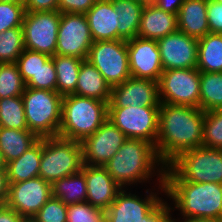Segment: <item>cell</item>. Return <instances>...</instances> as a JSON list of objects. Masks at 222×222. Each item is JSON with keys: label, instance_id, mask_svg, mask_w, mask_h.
Masks as SVG:
<instances>
[{"label": "cell", "instance_id": "1", "mask_svg": "<svg viewBox=\"0 0 222 222\" xmlns=\"http://www.w3.org/2000/svg\"><path fill=\"white\" fill-rule=\"evenodd\" d=\"M204 111L200 108L161 103L156 154L168 166L182 152L202 146Z\"/></svg>", "mask_w": 222, "mask_h": 222}, {"label": "cell", "instance_id": "2", "mask_svg": "<svg viewBox=\"0 0 222 222\" xmlns=\"http://www.w3.org/2000/svg\"><path fill=\"white\" fill-rule=\"evenodd\" d=\"M165 195L182 218L222 221V184L184 181L169 165L164 172Z\"/></svg>", "mask_w": 222, "mask_h": 222}, {"label": "cell", "instance_id": "3", "mask_svg": "<svg viewBox=\"0 0 222 222\" xmlns=\"http://www.w3.org/2000/svg\"><path fill=\"white\" fill-rule=\"evenodd\" d=\"M104 167L122 189L150 182L155 175L157 185L164 184L165 165L154 145L144 140L127 138Z\"/></svg>", "mask_w": 222, "mask_h": 222}, {"label": "cell", "instance_id": "4", "mask_svg": "<svg viewBox=\"0 0 222 222\" xmlns=\"http://www.w3.org/2000/svg\"><path fill=\"white\" fill-rule=\"evenodd\" d=\"M108 103L75 94L63 96L58 137L82 142L108 119Z\"/></svg>", "mask_w": 222, "mask_h": 222}, {"label": "cell", "instance_id": "5", "mask_svg": "<svg viewBox=\"0 0 222 222\" xmlns=\"http://www.w3.org/2000/svg\"><path fill=\"white\" fill-rule=\"evenodd\" d=\"M62 98L57 91L26 87L22 100L28 130L38 138L58 137Z\"/></svg>", "mask_w": 222, "mask_h": 222}, {"label": "cell", "instance_id": "6", "mask_svg": "<svg viewBox=\"0 0 222 222\" xmlns=\"http://www.w3.org/2000/svg\"><path fill=\"white\" fill-rule=\"evenodd\" d=\"M83 166L82 145L60 137L42 138L39 176L51 185L61 178L76 174Z\"/></svg>", "mask_w": 222, "mask_h": 222}, {"label": "cell", "instance_id": "7", "mask_svg": "<svg viewBox=\"0 0 222 222\" xmlns=\"http://www.w3.org/2000/svg\"><path fill=\"white\" fill-rule=\"evenodd\" d=\"M169 166L184 181L222 184V149L196 147L182 152Z\"/></svg>", "mask_w": 222, "mask_h": 222}, {"label": "cell", "instance_id": "8", "mask_svg": "<svg viewBox=\"0 0 222 222\" xmlns=\"http://www.w3.org/2000/svg\"><path fill=\"white\" fill-rule=\"evenodd\" d=\"M114 87L131 77L125 40H103L92 43L87 59Z\"/></svg>", "mask_w": 222, "mask_h": 222}, {"label": "cell", "instance_id": "9", "mask_svg": "<svg viewBox=\"0 0 222 222\" xmlns=\"http://www.w3.org/2000/svg\"><path fill=\"white\" fill-rule=\"evenodd\" d=\"M158 89L160 103L200 108V71L197 68L163 71Z\"/></svg>", "mask_w": 222, "mask_h": 222}, {"label": "cell", "instance_id": "10", "mask_svg": "<svg viewBox=\"0 0 222 222\" xmlns=\"http://www.w3.org/2000/svg\"><path fill=\"white\" fill-rule=\"evenodd\" d=\"M160 106L108 108V118L127 138L140 139L155 146L158 138Z\"/></svg>", "mask_w": 222, "mask_h": 222}, {"label": "cell", "instance_id": "11", "mask_svg": "<svg viewBox=\"0 0 222 222\" xmlns=\"http://www.w3.org/2000/svg\"><path fill=\"white\" fill-rule=\"evenodd\" d=\"M60 19L58 10L26 12L22 23L25 49L54 56Z\"/></svg>", "mask_w": 222, "mask_h": 222}, {"label": "cell", "instance_id": "12", "mask_svg": "<svg viewBox=\"0 0 222 222\" xmlns=\"http://www.w3.org/2000/svg\"><path fill=\"white\" fill-rule=\"evenodd\" d=\"M93 42L85 14L61 13L55 54L86 60Z\"/></svg>", "mask_w": 222, "mask_h": 222}, {"label": "cell", "instance_id": "13", "mask_svg": "<svg viewBox=\"0 0 222 222\" xmlns=\"http://www.w3.org/2000/svg\"><path fill=\"white\" fill-rule=\"evenodd\" d=\"M153 189H146V197L141 198L127 188L122 189L105 211L106 222H144L146 215L163 199L159 194L165 195V184H159L158 190Z\"/></svg>", "mask_w": 222, "mask_h": 222}, {"label": "cell", "instance_id": "14", "mask_svg": "<svg viewBox=\"0 0 222 222\" xmlns=\"http://www.w3.org/2000/svg\"><path fill=\"white\" fill-rule=\"evenodd\" d=\"M8 184L5 205L15 210L24 219L32 220L40 208L52 197L51 184L40 176Z\"/></svg>", "mask_w": 222, "mask_h": 222}, {"label": "cell", "instance_id": "15", "mask_svg": "<svg viewBox=\"0 0 222 222\" xmlns=\"http://www.w3.org/2000/svg\"><path fill=\"white\" fill-rule=\"evenodd\" d=\"M127 140L109 118L82 142L83 165L105 166Z\"/></svg>", "mask_w": 222, "mask_h": 222}, {"label": "cell", "instance_id": "16", "mask_svg": "<svg viewBox=\"0 0 222 222\" xmlns=\"http://www.w3.org/2000/svg\"><path fill=\"white\" fill-rule=\"evenodd\" d=\"M157 41L163 71L196 68L198 63V38L177 30Z\"/></svg>", "mask_w": 222, "mask_h": 222}, {"label": "cell", "instance_id": "17", "mask_svg": "<svg viewBox=\"0 0 222 222\" xmlns=\"http://www.w3.org/2000/svg\"><path fill=\"white\" fill-rule=\"evenodd\" d=\"M158 82L130 77L112 87L108 108L126 106H160Z\"/></svg>", "mask_w": 222, "mask_h": 222}, {"label": "cell", "instance_id": "18", "mask_svg": "<svg viewBox=\"0 0 222 222\" xmlns=\"http://www.w3.org/2000/svg\"><path fill=\"white\" fill-rule=\"evenodd\" d=\"M131 77L159 81L163 72L156 40L134 37L127 40Z\"/></svg>", "mask_w": 222, "mask_h": 222}, {"label": "cell", "instance_id": "19", "mask_svg": "<svg viewBox=\"0 0 222 222\" xmlns=\"http://www.w3.org/2000/svg\"><path fill=\"white\" fill-rule=\"evenodd\" d=\"M81 171L87 184V202L106 211L122 188L108 174L104 166L83 165Z\"/></svg>", "mask_w": 222, "mask_h": 222}, {"label": "cell", "instance_id": "20", "mask_svg": "<svg viewBox=\"0 0 222 222\" xmlns=\"http://www.w3.org/2000/svg\"><path fill=\"white\" fill-rule=\"evenodd\" d=\"M93 41L118 40V13L111 0H99L85 13Z\"/></svg>", "mask_w": 222, "mask_h": 222}, {"label": "cell", "instance_id": "21", "mask_svg": "<svg viewBox=\"0 0 222 222\" xmlns=\"http://www.w3.org/2000/svg\"><path fill=\"white\" fill-rule=\"evenodd\" d=\"M177 30L176 14L164 11L155 4H145L137 37L158 40Z\"/></svg>", "mask_w": 222, "mask_h": 222}, {"label": "cell", "instance_id": "22", "mask_svg": "<svg viewBox=\"0 0 222 222\" xmlns=\"http://www.w3.org/2000/svg\"><path fill=\"white\" fill-rule=\"evenodd\" d=\"M178 30L194 38L210 33L207 0H184L177 14Z\"/></svg>", "mask_w": 222, "mask_h": 222}, {"label": "cell", "instance_id": "23", "mask_svg": "<svg viewBox=\"0 0 222 222\" xmlns=\"http://www.w3.org/2000/svg\"><path fill=\"white\" fill-rule=\"evenodd\" d=\"M112 87L103 75L88 60H83L79 69L76 90L73 94L109 102Z\"/></svg>", "mask_w": 222, "mask_h": 222}, {"label": "cell", "instance_id": "24", "mask_svg": "<svg viewBox=\"0 0 222 222\" xmlns=\"http://www.w3.org/2000/svg\"><path fill=\"white\" fill-rule=\"evenodd\" d=\"M42 156V138H39L19 158L6 164L8 183L27 181L39 176Z\"/></svg>", "mask_w": 222, "mask_h": 222}, {"label": "cell", "instance_id": "25", "mask_svg": "<svg viewBox=\"0 0 222 222\" xmlns=\"http://www.w3.org/2000/svg\"><path fill=\"white\" fill-rule=\"evenodd\" d=\"M118 13V40H130L138 35L141 13L145 4L136 0H111Z\"/></svg>", "mask_w": 222, "mask_h": 222}, {"label": "cell", "instance_id": "26", "mask_svg": "<svg viewBox=\"0 0 222 222\" xmlns=\"http://www.w3.org/2000/svg\"><path fill=\"white\" fill-rule=\"evenodd\" d=\"M38 139L29 130L7 129L0 126V152L6 164L19 158Z\"/></svg>", "mask_w": 222, "mask_h": 222}, {"label": "cell", "instance_id": "27", "mask_svg": "<svg viewBox=\"0 0 222 222\" xmlns=\"http://www.w3.org/2000/svg\"><path fill=\"white\" fill-rule=\"evenodd\" d=\"M200 72H222V34L208 33L198 39V63Z\"/></svg>", "mask_w": 222, "mask_h": 222}, {"label": "cell", "instance_id": "28", "mask_svg": "<svg viewBox=\"0 0 222 222\" xmlns=\"http://www.w3.org/2000/svg\"><path fill=\"white\" fill-rule=\"evenodd\" d=\"M51 190L52 197L66 205L87 202V184L82 171L56 180Z\"/></svg>", "mask_w": 222, "mask_h": 222}, {"label": "cell", "instance_id": "29", "mask_svg": "<svg viewBox=\"0 0 222 222\" xmlns=\"http://www.w3.org/2000/svg\"><path fill=\"white\" fill-rule=\"evenodd\" d=\"M57 75L56 91L62 95L73 94L76 90L79 69L84 59L55 54L52 56Z\"/></svg>", "mask_w": 222, "mask_h": 222}, {"label": "cell", "instance_id": "30", "mask_svg": "<svg viewBox=\"0 0 222 222\" xmlns=\"http://www.w3.org/2000/svg\"><path fill=\"white\" fill-rule=\"evenodd\" d=\"M200 109H222V72H200Z\"/></svg>", "mask_w": 222, "mask_h": 222}, {"label": "cell", "instance_id": "31", "mask_svg": "<svg viewBox=\"0 0 222 222\" xmlns=\"http://www.w3.org/2000/svg\"><path fill=\"white\" fill-rule=\"evenodd\" d=\"M0 126L28 130L22 95L0 99Z\"/></svg>", "mask_w": 222, "mask_h": 222}, {"label": "cell", "instance_id": "32", "mask_svg": "<svg viewBox=\"0 0 222 222\" xmlns=\"http://www.w3.org/2000/svg\"><path fill=\"white\" fill-rule=\"evenodd\" d=\"M25 50L22 27L0 33V64L16 63Z\"/></svg>", "mask_w": 222, "mask_h": 222}, {"label": "cell", "instance_id": "33", "mask_svg": "<svg viewBox=\"0 0 222 222\" xmlns=\"http://www.w3.org/2000/svg\"><path fill=\"white\" fill-rule=\"evenodd\" d=\"M26 88L16 63L0 64V99L20 96Z\"/></svg>", "mask_w": 222, "mask_h": 222}, {"label": "cell", "instance_id": "34", "mask_svg": "<svg viewBox=\"0 0 222 222\" xmlns=\"http://www.w3.org/2000/svg\"><path fill=\"white\" fill-rule=\"evenodd\" d=\"M202 146L222 149V109L204 112Z\"/></svg>", "mask_w": 222, "mask_h": 222}, {"label": "cell", "instance_id": "35", "mask_svg": "<svg viewBox=\"0 0 222 222\" xmlns=\"http://www.w3.org/2000/svg\"><path fill=\"white\" fill-rule=\"evenodd\" d=\"M67 222H106V213L89 202L69 204Z\"/></svg>", "mask_w": 222, "mask_h": 222}, {"label": "cell", "instance_id": "36", "mask_svg": "<svg viewBox=\"0 0 222 222\" xmlns=\"http://www.w3.org/2000/svg\"><path fill=\"white\" fill-rule=\"evenodd\" d=\"M50 58L47 54L25 49L16 61L24 82L27 83Z\"/></svg>", "mask_w": 222, "mask_h": 222}, {"label": "cell", "instance_id": "37", "mask_svg": "<svg viewBox=\"0 0 222 222\" xmlns=\"http://www.w3.org/2000/svg\"><path fill=\"white\" fill-rule=\"evenodd\" d=\"M25 13L24 3L0 2V33L22 27Z\"/></svg>", "mask_w": 222, "mask_h": 222}, {"label": "cell", "instance_id": "38", "mask_svg": "<svg viewBox=\"0 0 222 222\" xmlns=\"http://www.w3.org/2000/svg\"><path fill=\"white\" fill-rule=\"evenodd\" d=\"M67 206L60 199L51 197L33 217V222H67Z\"/></svg>", "mask_w": 222, "mask_h": 222}, {"label": "cell", "instance_id": "39", "mask_svg": "<svg viewBox=\"0 0 222 222\" xmlns=\"http://www.w3.org/2000/svg\"><path fill=\"white\" fill-rule=\"evenodd\" d=\"M57 75L52 57L26 83V87L56 91Z\"/></svg>", "mask_w": 222, "mask_h": 222}, {"label": "cell", "instance_id": "40", "mask_svg": "<svg viewBox=\"0 0 222 222\" xmlns=\"http://www.w3.org/2000/svg\"><path fill=\"white\" fill-rule=\"evenodd\" d=\"M207 21L210 33L222 34V4L207 0Z\"/></svg>", "mask_w": 222, "mask_h": 222}, {"label": "cell", "instance_id": "41", "mask_svg": "<svg viewBox=\"0 0 222 222\" xmlns=\"http://www.w3.org/2000/svg\"><path fill=\"white\" fill-rule=\"evenodd\" d=\"M96 0H59L58 11L61 13L85 14Z\"/></svg>", "mask_w": 222, "mask_h": 222}, {"label": "cell", "instance_id": "42", "mask_svg": "<svg viewBox=\"0 0 222 222\" xmlns=\"http://www.w3.org/2000/svg\"><path fill=\"white\" fill-rule=\"evenodd\" d=\"M162 199L147 215L144 222H171L173 209Z\"/></svg>", "mask_w": 222, "mask_h": 222}, {"label": "cell", "instance_id": "43", "mask_svg": "<svg viewBox=\"0 0 222 222\" xmlns=\"http://www.w3.org/2000/svg\"><path fill=\"white\" fill-rule=\"evenodd\" d=\"M59 0H25L26 12L57 11Z\"/></svg>", "mask_w": 222, "mask_h": 222}, {"label": "cell", "instance_id": "44", "mask_svg": "<svg viewBox=\"0 0 222 222\" xmlns=\"http://www.w3.org/2000/svg\"><path fill=\"white\" fill-rule=\"evenodd\" d=\"M25 219L6 205L0 206V222H23Z\"/></svg>", "mask_w": 222, "mask_h": 222}, {"label": "cell", "instance_id": "45", "mask_svg": "<svg viewBox=\"0 0 222 222\" xmlns=\"http://www.w3.org/2000/svg\"><path fill=\"white\" fill-rule=\"evenodd\" d=\"M183 1L184 0H154V4L164 11L177 15Z\"/></svg>", "mask_w": 222, "mask_h": 222}, {"label": "cell", "instance_id": "46", "mask_svg": "<svg viewBox=\"0 0 222 222\" xmlns=\"http://www.w3.org/2000/svg\"><path fill=\"white\" fill-rule=\"evenodd\" d=\"M8 186L6 172H0V206L6 203Z\"/></svg>", "mask_w": 222, "mask_h": 222}, {"label": "cell", "instance_id": "47", "mask_svg": "<svg viewBox=\"0 0 222 222\" xmlns=\"http://www.w3.org/2000/svg\"><path fill=\"white\" fill-rule=\"evenodd\" d=\"M173 217L174 216H172L171 222H222V221L213 220V219H194V218H183V220L180 221V218L176 219Z\"/></svg>", "mask_w": 222, "mask_h": 222}, {"label": "cell", "instance_id": "48", "mask_svg": "<svg viewBox=\"0 0 222 222\" xmlns=\"http://www.w3.org/2000/svg\"><path fill=\"white\" fill-rule=\"evenodd\" d=\"M6 171V162L3 158L2 153L0 152V172H5Z\"/></svg>", "mask_w": 222, "mask_h": 222}, {"label": "cell", "instance_id": "49", "mask_svg": "<svg viewBox=\"0 0 222 222\" xmlns=\"http://www.w3.org/2000/svg\"><path fill=\"white\" fill-rule=\"evenodd\" d=\"M25 0H0V2H8V3H24Z\"/></svg>", "mask_w": 222, "mask_h": 222}, {"label": "cell", "instance_id": "50", "mask_svg": "<svg viewBox=\"0 0 222 222\" xmlns=\"http://www.w3.org/2000/svg\"><path fill=\"white\" fill-rule=\"evenodd\" d=\"M136 1H139L143 4H154V0H136Z\"/></svg>", "mask_w": 222, "mask_h": 222}, {"label": "cell", "instance_id": "51", "mask_svg": "<svg viewBox=\"0 0 222 222\" xmlns=\"http://www.w3.org/2000/svg\"><path fill=\"white\" fill-rule=\"evenodd\" d=\"M23 222H33V221L29 219H25Z\"/></svg>", "mask_w": 222, "mask_h": 222}, {"label": "cell", "instance_id": "52", "mask_svg": "<svg viewBox=\"0 0 222 222\" xmlns=\"http://www.w3.org/2000/svg\"><path fill=\"white\" fill-rule=\"evenodd\" d=\"M215 1L222 4V0H215Z\"/></svg>", "mask_w": 222, "mask_h": 222}]
</instances>
